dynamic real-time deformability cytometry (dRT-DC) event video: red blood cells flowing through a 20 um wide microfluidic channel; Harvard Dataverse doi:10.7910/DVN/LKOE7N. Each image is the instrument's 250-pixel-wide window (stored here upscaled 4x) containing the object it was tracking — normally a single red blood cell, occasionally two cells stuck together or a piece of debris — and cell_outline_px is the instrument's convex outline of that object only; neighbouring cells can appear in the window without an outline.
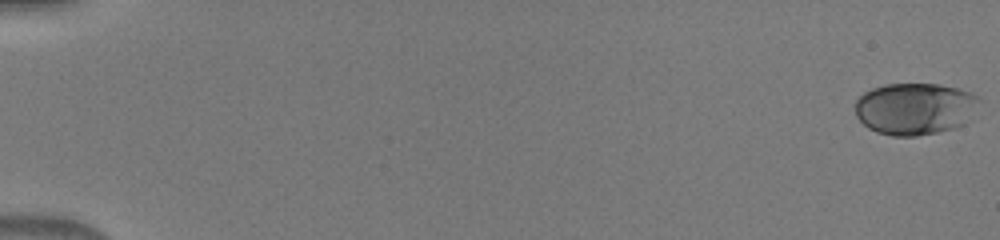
{"species": "human", "species_latin": "Homo sapiens", "temperature_condition": "warm", "stored_images_in_passage": 51, "camera_frame_rate_fps": 3000, "um_per_image_px": 0.085, "donor": {"sex": "male"}, "frame": {"image": 1, "passage_image": 1, "time_ms": 0.0, "image_size_px": [1000, 240], "cell_outline_px": [[980, 100], [964, 124], [952, 128], [936, 132], [916, 136], [892, 136], [876, 132], [868, 128], [856, 116], [856, 100], [864, 92], [872, 88], [884, 84], [940, 84], [960, 88], [972, 92]], "centroid_in_image_um": [77.74, 9.23], "position_along_channel_um": 7.3, "area_um2": 37.45}}
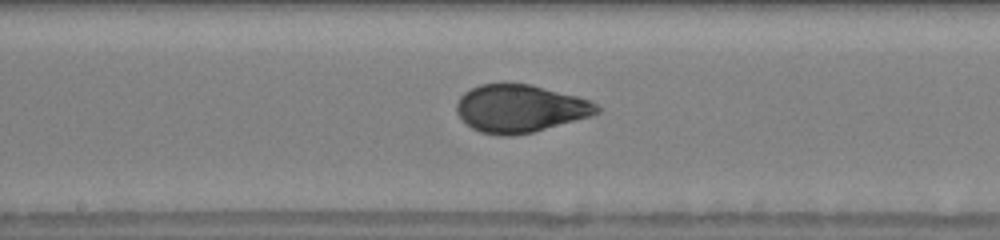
{"frame": {"image": 2, "passage_image": 29, "time_ms": 9.333, "image_size_px": [1000, 240], "cell_outline_px": [[600, 112], [592, 116], [532, 132], [512, 136], [504, 136], [480, 132], [472, 128], [456, 112], [456, 104], [460, 96], [464, 92], [480, 84], [532, 84], [592, 100], [600, 108]], "centroid_in_image_um": [44.23, 9.22], "position_along_channel_um": 204.0, "area_um2": 38.96}}
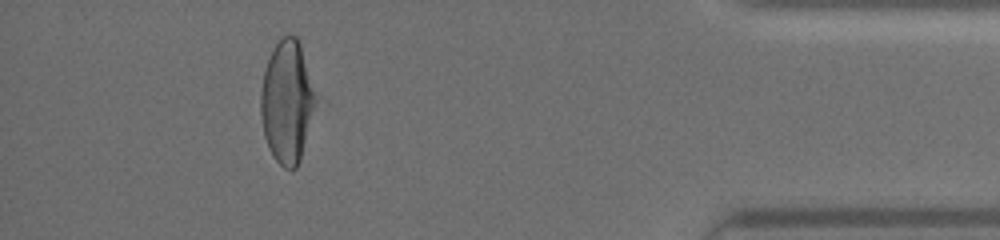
{"frame": {"image": 3, "passage_image": 47, "time_ms": 15.333, "image_size_px": [1000, 240], "cell_outline_px": [[316, 96], [300, 160], [296, 168], [284, 168], [276, 160], [268, 148], [264, 136], [260, 116], [260, 92], [264, 72], [268, 60], [276, 44], [284, 36], [296, 36], [300, 40]], "centroid_in_image_um": [24.37, 8.64], "position_along_channel_um": 410.8, "area_um2": 38.55}}